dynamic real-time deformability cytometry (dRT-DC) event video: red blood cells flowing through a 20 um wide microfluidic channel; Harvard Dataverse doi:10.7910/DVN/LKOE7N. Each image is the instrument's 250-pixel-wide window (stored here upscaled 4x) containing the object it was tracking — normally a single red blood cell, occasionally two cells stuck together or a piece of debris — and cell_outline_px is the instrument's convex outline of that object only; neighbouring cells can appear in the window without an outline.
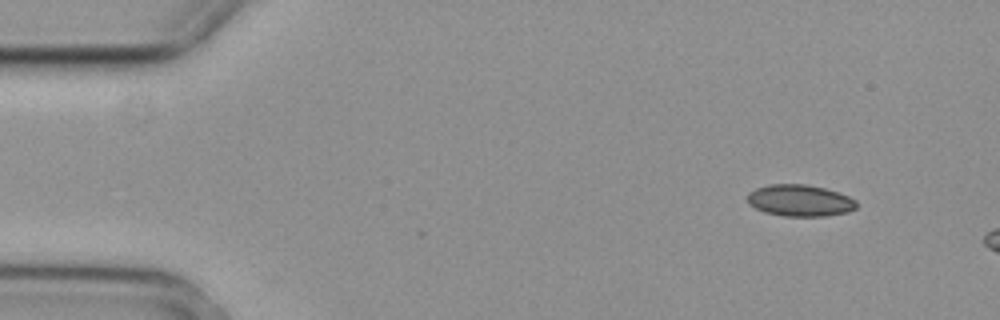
{"species": "common noctule bat (a hibernating species)", "species_latin": "Nyctalus noctula", "temperature_condition": "cold", "stored_images_in_passage": 3, "camera_frame_rate_fps": 3000, "um_per_image_px": 0.085, "animal": {"sex": "female", "body_mass_g": 29.2, "forearm_length_mm": 56.3}, "frame": {"image": 1, "passage_image": 1, "time_ms": 0.0, "image_size_px": [1000, 320], "cell_outline_px": [[856, 208], [848, 212], [824, 216], [784, 216], [764, 212], [748, 204], [748, 192], [756, 188], [768, 184], [808, 184], [824, 188], [848, 196], [856, 200]], "centroid_in_image_um": [67.97, 17.04], "position_along_channel_um": 17.0, "area_um2": 20.11}}